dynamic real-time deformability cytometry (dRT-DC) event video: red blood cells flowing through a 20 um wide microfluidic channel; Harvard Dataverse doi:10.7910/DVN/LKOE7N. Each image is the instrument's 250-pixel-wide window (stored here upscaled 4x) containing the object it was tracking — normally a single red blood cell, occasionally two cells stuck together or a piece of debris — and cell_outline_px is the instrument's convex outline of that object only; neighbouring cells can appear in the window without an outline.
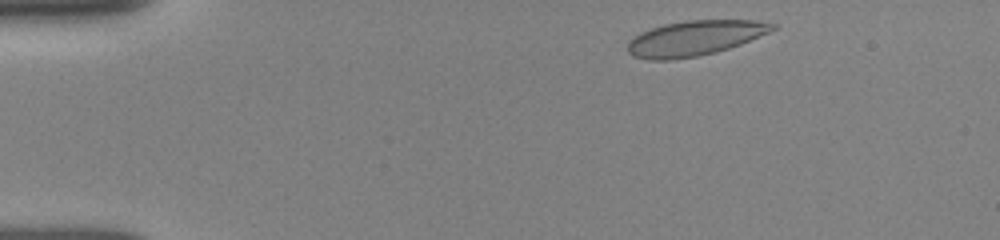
{"species": "human", "species_latin": "Homo sapiens", "temperature_condition": "room temperature", "stored_images_in_passage": 46, "camera_frame_rate_fps": 3000, "um_per_image_px": 0.085, "donor": {"sex": "female"}, "frame": {"image": 1, "passage_image": 2, "time_ms": 0.333, "image_size_px": [1000, 240], "cell_outline_px": [[776, 28], [768, 32], [740, 44], [716, 52], [696, 56], [672, 60], [648, 60], [632, 56], [628, 52], [628, 40], [640, 32], [664, 24], [684, 20], [752, 20], [776, 24]], "centroid_in_image_um": [58.99, 3.24], "position_along_channel_um": 26.0, "area_um2": 29.48}}
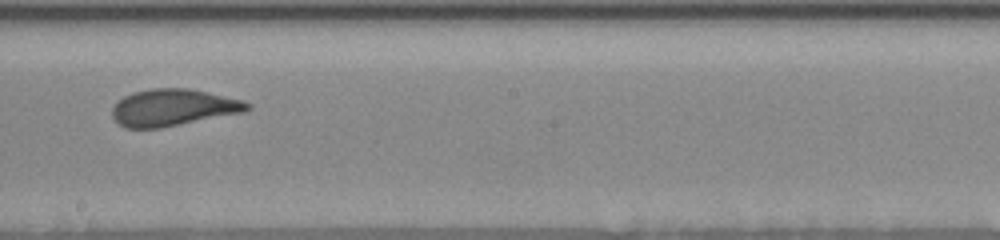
{"frame": {"image": 2, "passage_image": 24, "time_ms": 7.667, "image_size_px": [1000, 240], "cell_outline_px": [[252, 108], [244, 112], [160, 128], [124, 128], [112, 116], [112, 108], [124, 96], [132, 92], [152, 88], [188, 88], [244, 100], [252, 104]], "centroid_in_image_um": [14.74, 9.14], "position_along_channel_um": 233.5, "area_um2": 28.96}}
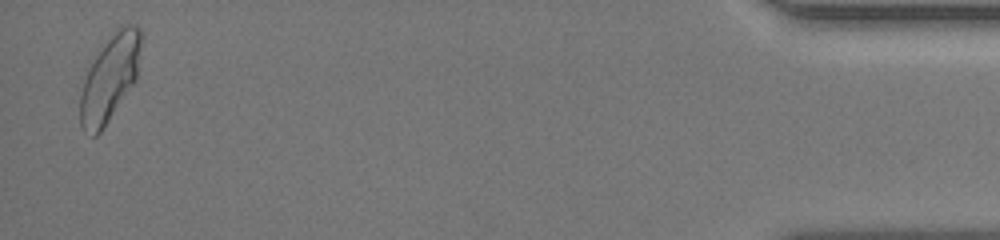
{"frame": {"image": 3, "passage_image": 45, "time_ms": 14.667, "image_size_px": [1000, 240], "cell_outline_px": [[140, 44], [136, 80], [100, 132], [96, 136], [92, 136], [84, 132], [80, 128], [80, 96], [88, 60], [96, 48], [120, 24], [136, 24], [140, 28]], "centroid_in_image_um": [9.27, 6.56], "position_along_channel_um": 425.9, "area_um2": 31.27}, "authors_computed_cell_mechanics": {"area_um2": 29.3624, "velocity_mm_per_s": 3.8684, "shape_relaxation_time_tau1_ms": 6.9288, "shape_relaxation_time_tau2_ms": null, "deformation_change_tau1": 0.1856, "deformation_change_tau2": null}}